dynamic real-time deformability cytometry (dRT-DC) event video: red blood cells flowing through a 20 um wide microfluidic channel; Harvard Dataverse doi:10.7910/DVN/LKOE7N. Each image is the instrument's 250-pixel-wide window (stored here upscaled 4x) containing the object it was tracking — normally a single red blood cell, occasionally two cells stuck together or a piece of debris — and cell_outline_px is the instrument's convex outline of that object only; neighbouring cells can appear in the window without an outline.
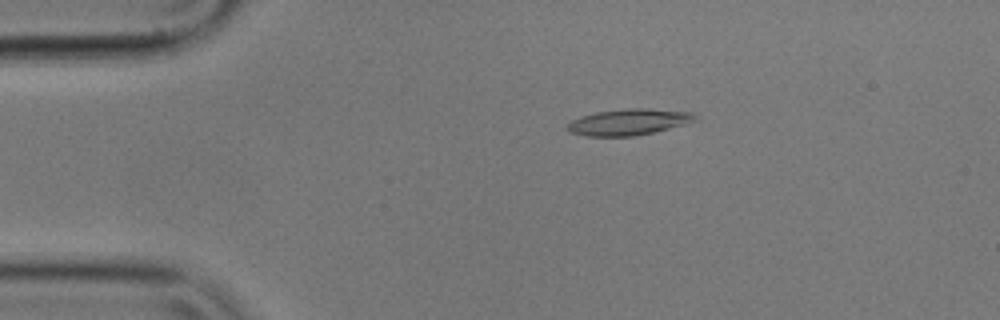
{"species": "common noctule bat (a hibernating species)", "species_latin": "Nyctalus noctula", "temperature_condition": "cold", "stored_images_in_passage": 36, "camera_frame_rate_fps": 3000, "um_per_image_px": 0.085, "animal": {"sex": "male", "body_mass_g": 17.9}, "frame": {"image": 1, "passage_image": 2, "time_ms": 0.333, "image_size_px": [1000, 320], "cell_outline_px": [[700, 120], [636, 136], [588, 136], [572, 132], [568, 128], [568, 124], [572, 120], [580, 116], [596, 112], [624, 108], [648, 108], [692, 112]], "centroid_in_image_um": [53.48, 10.35], "position_along_channel_um": 31.5, "area_um2": 19.42}}
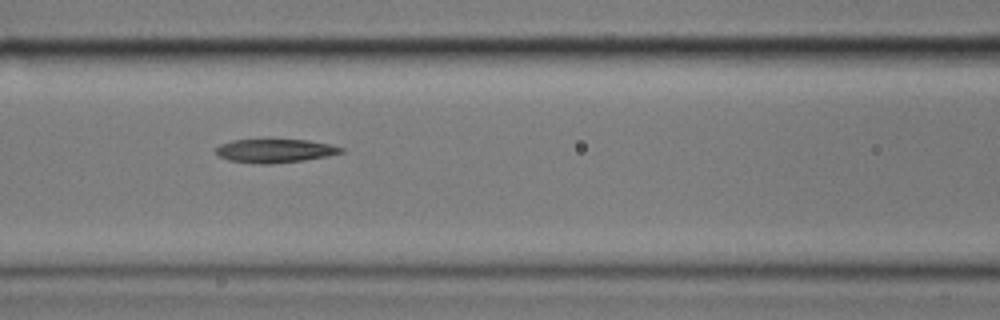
{"frame": {"image": 2, "passage_image": 15, "time_ms": 4.667, "image_size_px": [1000, 320], "cell_outline_px": [[344, 152], [328, 156], [304, 160], [272, 164], [252, 164], [228, 160], [220, 156], [216, 152], [216, 148], [220, 144], [232, 140], [308, 140], [328, 144], [344, 148]], "centroid_in_image_um": [23.36, 12.83], "position_along_channel_um": 143.2, "area_um2": 17.22}}
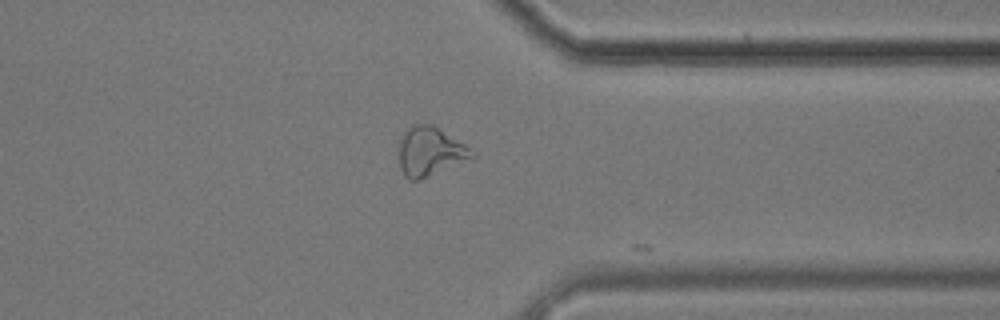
{"frame": {"image": 3, "passage_image": 35, "time_ms": 11.333, "image_size_px": [1000, 320], "cell_outline_px": [[476, 156], [420, 180], [408, 180], [404, 176], [400, 168], [400, 140], [404, 132], [412, 124], [432, 124], [464, 144], [476, 152]], "centroid_in_image_um": [36.54, 12.89], "position_along_channel_um": 374.9, "area_um2": 20.63}}